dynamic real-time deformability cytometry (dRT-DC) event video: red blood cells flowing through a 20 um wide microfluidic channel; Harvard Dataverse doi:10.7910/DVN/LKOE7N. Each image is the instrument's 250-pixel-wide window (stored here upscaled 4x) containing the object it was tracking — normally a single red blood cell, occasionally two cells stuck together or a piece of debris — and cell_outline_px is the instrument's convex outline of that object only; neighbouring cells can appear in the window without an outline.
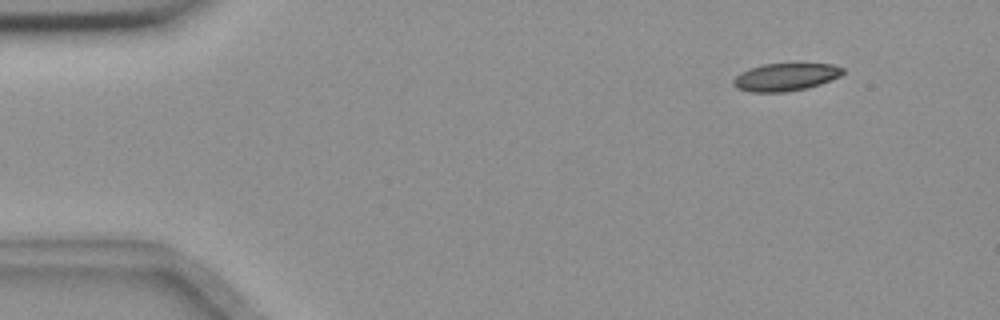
{"species": "common noctule bat (a hibernating species)", "species_latin": "Nyctalus noctula", "temperature_condition": "room temperature", "stored_images_in_passage": 51, "camera_frame_rate_fps": 3000, "um_per_image_px": 0.085, "animal": {"sex": "female", "body_mass_g": 18.4}, "frame": {"image": 1, "passage_image": 1, "time_ms": 0.0, "image_size_px": [1000, 320], "cell_outline_px": [[844, 72], [840, 76], [820, 84], [804, 88], [784, 92], [752, 92], [736, 88], [732, 84], [732, 80], [740, 72], [748, 68], [764, 64], [832, 64], [844, 68]], "centroid_in_image_um": [66.73, 6.54], "position_along_channel_um": 18.3, "area_um2": 17.57}}
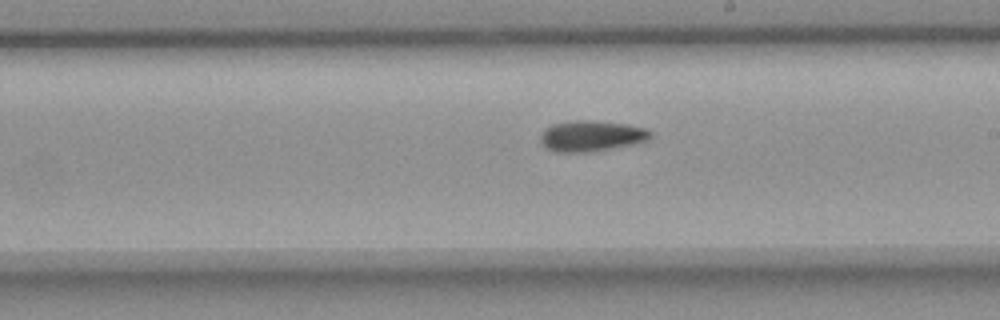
{"frame": {"image": 2, "passage_image": 27, "time_ms": 8.667, "image_size_px": [1000, 320], "cell_outline_px": [[652, 136], [648, 140], [632, 144], [588, 152], [552, 152], [544, 148], [540, 140], [540, 136], [544, 128], [552, 124], [576, 120], [596, 120], [628, 124], [644, 128], [652, 132]], "centroid_in_image_um": [50.22, 11.55], "position_along_channel_um": 238.8, "area_um2": 19.94}}
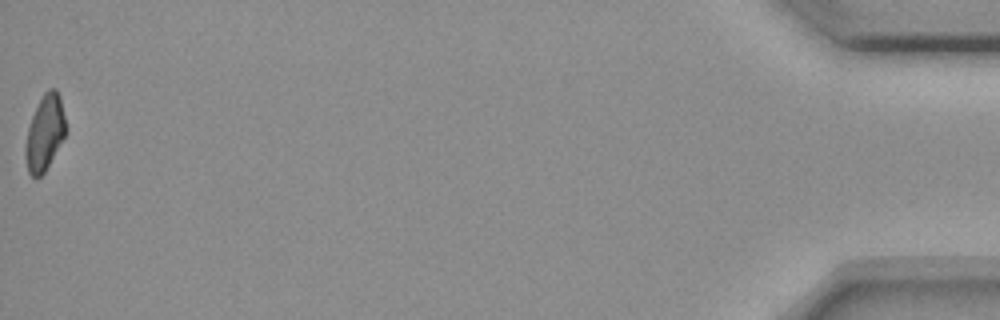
{"frame": {"image": 3, "passage_image": 51, "time_ms": 16.667, "image_size_px": [1000, 320], "cell_outline_px": [[68, 128], [64, 136], [44, 172], [36, 180], [28, 172], [24, 156], [24, 148], [28, 128], [32, 116], [44, 92], [48, 88], [56, 88], [60, 96]], "centroid_in_image_um": [3.8, 11.28], "position_along_channel_um": 431.4, "area_um2": 17.8}}